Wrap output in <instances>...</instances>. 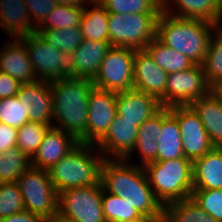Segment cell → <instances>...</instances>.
<instances>
[{
  "label": "cell",
  "instance_id": "cell-30",
  "mask_svg": "<svg viewBox=\"0 0 222 222\" xmlns=\"http://www.w3.org/2000/svg\"><path fill=\"white\" fill-rule=\"evenodd\" d=\"M102 207L106 222H122L142 217L140 212L123 198L106 192L102 186Z\"/></svg>",
  "mask_w": 222,
  "mask_h": 222
},
{
  "label": "cell",
  "instance_id": "cell-49",
  "mask_svg": "<svg viewBox=\"0 0 222 222\" xmlns=\"http://www.w3.org/2000/svg\"><path fill=\"white\" fill-rule=\"evenodd\" d=\"M214 90L221 96L222 98V82L214 88Z\"/></svg>",
  "mask_w": 222,
  "mask_h": 222
},
{
  "label": "cell",
  "instance_id": "cell-13",
  "mask_svg": "<svg viewBox=\"0 0 222 222\" xmlns=\"http://www.w3.org/2000/svg\"><path fill=\"white\" fill-rule=\"evenodd\" d=\"M117 115V93L94 87L89 95L87 144L95 145Z\"/></svg>",
  "mask_w": 222,
  "mask_h": 222
},
{
  "label": "cell",
  "instance_id": "cell-7",
  "mask_svg": "<svg viewBox=\"0 0 222 222\" xmlns=\"http://www.w3.org/2000/svg\"><path fill=\"white\" fill-rule=\"evenodd\" d=\"M159 14H108L109 42L114 47L143 50L156 37Z\"/></svg>",
  "mask_w": 222,
  "mask_h": 222
},
{
  "label": "cell",
  "instance_id": "cell-46",
  "mask_svg": "<svg viewBox=\"0 0 222 222\" xmlns=\"http://www.w3.org/2000/svg\"><path fill=\"white\" fill-rule=\"evenodd\" d=\"M45 222H77L73 219L63 216L61 213L57 212L55 215L45 220Z\"/></svg>",
  "mask_w": 222,
  "mask_h": 222
},
{
  "label": "cell",
  "instance_id": "cell-29",
  "mask_svg": "<svg viewBox=\"0 0 222 222\" xmlns=\"http://www.w3.org/2000/svg\"><path fill=\"white\" fill-rule=\"evenodd\" d=\"M30 167L31 159L17 146L0 153V183L17 182Z\"/></svg>",
  "mask_w": 222,
  "mask_h": 222
},
{
  "label": "cell",
  "instance_id": "cell-44",
  "mask_svg": "<svg viewBox=\"0 0 222 222\" xmlns=\"http://www.w3.org/2000/svg\"><path fill=\"white\" fill-rule=\"evenodd\" d=\"M0 222H45L41 217L26 210L0 219Z\"/></svg>",
  "mask_w": 222,
  "mask_h": 222
},
{
  "label": "cell",
  "instance_id": "cell-22",
  "mask_svg": "<svg viewBox=\"0 0 222 222\" xmlns=\"http://www.w3.org/2000/svg\"><path fill=\"white\" fill-rule=\"evenodd\" d=\"M0 29L11 39L36 32L24 0H0Z\"/></svg>",
  "mask_w": 222,
  "mask_h": 222
},
{
  "label": "cell",
  "instance_id": "cell-19",
  "mask_svg": "<svg viewBox=\"0 0 222 222\" xmlns=\"http://www.w3.org/2000/svg\"><path fill=\"white\" fill-rule=\"evenodd\" d=\"M160 102L151 95L135 89L117 93V115L120 120L143 124L161 108Z\"/></svg>",
  "mask_w": 222,
  "mask_h": 222
},
{
  "label": "cell",
  "instance_id": "cell-45",
  "mask_svg": "<svg viewBox=\"0 0 222 222\" xmlns=\"http://www.w3.org/2000/svg\"><path fill=\"white\" fill-rule=\"evenodd\" d=\"M55 1L57 4H60V5H68V6H73V7H85L87 4H90L92 0H55Z\"/></svg>",
  "mask_w": 222,
  "mask_h": 222
},
{
  "label": "cell",
  "instance_id": "cell-47",
  "mask_svg": "<svg viewBox=\"0 0 222 222\" xmlns=\"http://www.w3.org/2000/svg\"><path fill=\"white\" fill-rule=\"evenodd\" d=\"M214 25V31L222 37V11H219V13L216 16V20L213 23Z\"/></svg>",
  "mask_w": 222,
  "mask_h": 222
},
{
  "label": "cell",
  "instance_id": "cell-26",
  "mask_svg": "<svg viewBox=\"0 0 222 222\" xmlns=\"http://www.w3.org/2000/svg\"><path fill=\"white\" fill-rule=\"evenodd\" d=\"M91 8L88 9L90 6ZM108 12L98 0H92L84 7L79 28L86 40L109 42Z\"/></svg>",
  "mask_w": 222,
  "mask_h": 222
},
{
  "label": "cell",
  "instance_id": "cell-34",
  "mask_svg": "<svg viewBox=\"0 0 222 222\" xmlns=\"http://www.w3.org/2000/svg\"><path fill=\"white\" fill-rule=\"evenodd\" d=\"M43 39L61 52H73L83 42L79 27L65 29H36Z\"/></svg>",
  "mask_w": 222,
  "mask_h": 222
},
{
  "label": "cell",
  "instance_id": "cell-43",
  "mask_svg": "<svg viewBox=\"0 0 222 222\" xmlns=\"http://www.w3.org/2000/svg\"><path fill=\"white\" fill-rule=\"evenodd\" d=\"M21 83L10 75L0 72V99L16 96Z\"/></svg>",
  "mask_w": 222,
  "mask_h": 222
},
{
  "label": "cell",
  "instance_id": "cell-16",
  "mask_svg": "<svg viewBox=\"0 0 222 222\" xmlns=\"http://www.w3.org/2000/svg\"><path fill=\"white\" fill-rule=\"evenodd\" d=\"M78 144L79 141L71 134L61 129L50 127L36 153L31 158V166L47 171Z\"/></svg>",
  "mask_w": 222,
  "mask_h": 222
},
{
  "label": "cell",
  "instance_id": "cell-2",
  "mask_svg": "<svg viewBox=\"0 0 222 222\" xmlns=\"http://www.w3.org/2000/svg\"><path fill=\"white\" fill-rule=\"evenodd\" d=\"M53 93L52 127L87 144L88 100L95 87L90 79L60 78L50 82ZM57 122V123H56Z\"/></svg>",
  "mask_w": 222,
  "mask_h": 222
},
{
  "label": "cell",
  "instance_id": "cell-6",
  "mask_svg": "<svg viewBox=\"0 0 222 222\" xmlns=\"http://www.w3.org/2000/svg\"><path fill=\"white\" fill-rule=\"evenodd\" d=\"M20 39L26 46L38 80L52 82L60 78H76L75 57L72 52H61L37 32Z\"/></svg>",
  "mask_w": 222,
  "mask_h": 222
},
{
  "label": "cell",
  "instance_id": "cell-36",
  "mask_svg": "<svg viewBox=\"0 0 222 222\" xmlns=\"http://www.w3.org/2000/svg\"><path fill=\"white\" fill-rule=\"evenodd\" d=\"M31 107L20 102L18 96L0 99V123L20 128L29 122Z\"/></svg>",
  "mask_w": 222,
  "mask_h": 222
},
{
  "label": "cell",
  "instance_id": "cell-41",
  "mask_svg": "<svg viewBox=\"0 0 222 222\" xmlns=\"http://www.w3.org/2000/svg\"><path fill=\"white\" fill-rule=\"evenodd\" d=\"M161 132V108L140 125L137 139H152L157 141Z\"/></svg>",
  "mask_w": 222,
  "mask_h": 222
},
{
  "label": "cell",
  "instance_id": "cell-9",
  "mask_svg": "<svg viewBox=\"0 0 222 222\" xmlns=\"http://www.w3.org/2000/svg\"><path fill=\"white\" fill-rule=\"evenodd\" d=\"M134 56L133 49L112 46L92 80L93 85L114 93L133 89Z\"/></svg>",
  "mask_w": 222,
  "mask_h": 222
},
{
  "label": "cell",
  "instance_id": "cell-8",
  "mask_svg": "<svg viewBox=\"0 0 222 222\" xmlns=\"http://www.w3.org/2000/svg\"><path fill=\"white\" fill-rule=\"evenodd\" d=\"M26 211L47 220L58 212V192L48 171L30 167L17 180Z\"/></svg>",
  "mask_w": 222,
  "mask_h": 222
},
{
  "label": "cell",
  "instance_id": "cell-3",
  "mask_svg": "<svg viewBox=\"0 0 222 222\" xmlns=\"http://www.w3.org/2000/svg\"><path fill=\"white\" fill-rule=\"evenodd\" d=\"M213 31V23L179 18L161 12L157 19L156 38L164 45L186 55L195 64L202 65Z\"/></svg>",
  "mask_w": 222,
  "mask_h": 222
},
{
  "label": "cell",
  "instance_id": "cell-31",
  "mask_svg": "<svg viewBox=\"0 0 222 222\" xmlns=\"http://www.w3.org/2000/svg\"><path fill=\"white\" fill-rule=\"evenodd\" d=\"M84 7L57 4L36 29H65L79 27Z\"/></svg>",
  "mask_w": 222,
  "mask_h": 222
},
{
  "label": "cell",
  "instance_id": "cell-32",
  "mask_svg": "<svg viewBox=\"0 0 222 222\" xmlns=\"http://www.w3.org/2000/svg\"><path fill=\"white\" fill-rule=\"evenodd\" d=\"M208 84L214 89L222 82V37L213 31L202 63Z\"/></svg>",
  "mask_w": 222,
  "mask_h": 222
},
{
  "label": "cell",
  "instance_id": "cell-40",
  "mask_svg": "<svg viewBox=\"0 0 222 222\" xmlns=\"http://www.w3.org/2000/svg\"><path fill=\"white\" fill-rule=\"evenodd\" d=\"M30 19L37 28L56 7L55 0H24Z\"/></svg>",
  "mask_w": 222,
  "mask_h": 222
},
{
  "label": "cell",
  "instance_id": "cell-27",
  "mask_svg": "<svg viewBox=\"0 0 222 222\" xmlns=\"http://www.w3.org/2000/svg\"><path fill=\"white\" fill-rule=\"evenodd\" d=\"M155 63L171 74L190 69L195 65L186 55L164 45L156 37L145 48Z\"/></svg>",
  "mask_w": 222,
  "mask_h": 222
},
{
  "label": "cell",
  "instance_id": "cell-38",
  "mask_svg": "<svg viewBox=\"0 0 222 222\" xmlns=\"http://www.w3.org/2000/svg\"><path fill=\"white\" fill-rule=\"evenodd\" d=\"M191 198L216 222H222V189L193 190Z\"/></svg>",
  "mask_w": 222,
  "mask_h": 222
},
{
  "label": "cell",
  "instance_id": "cell-14",
  "mask_svg": "<svg viewBox=\"0 0 222 222\" xmlns=\"http://www.w3.org/2000/svg\"><path fill=\"white\" fill-rule=\"evenodd\" d=\"M168 73L160 68L146 49L135 50L133 61V89L154 96L166 107Z\"/></svg>",
  "mask_w": 222,
  "mask_h": 222
},
{
  "label": "cell",
  "instance_id": "cell-24",
  "mask_svg": "<svg viewBox=\"0 0 222 222\" xmlns=\"http://www.w3.org/2000/svg\"><path fill=\"white\" fill-rule=\"evenodd\" d=\"M161 12L179 18L214 23L219 7L217 0H161Z\"/></svg>",
  "mask_w": 222,
  "mask_h": 222
},
{
  "label": "cell",
  "instance_id": "cell-5",
  "mask_svg": "<svg viewBox=\"0 0 222 222\" xmlns=\"http://www.w3.org/2000/svg\"><path fill=\"white\" fill-rule=\"evenodd\" d=\"M156 199L163 205L191 198L193 161L188 158L155 161L144 167Z\"/></svg>",
  "mask_w": 222,
  "mask_h": 222
},
{
  "label": "cell",
  "instance_id": "cell-18",
  "mask_svg": "<svg viewBox=\"0 0 222 222\" xmlns=\"http://www.w3.org/2000/svg\"><path fill=\"white\" fill-rule=\"evenodd\" d=\"M7 42L0 50V72L10 75L21 84L38 81L23 41L14 38Z\"/></svg>",
  "mask_w": 222,
  "mask_h": 222
},
{
  "label": "cell",
  "instance_id": "cell-21",
  "mask_svg": "<svg viewBox=\"0 0 222 222\" xmlns=\"http://www.w3.org/2000/svg\"><path fill=\"white\" fill-rule=\"evenodd\" d=\"M222 189V147L193 161V190Z\"/></svg>",
  "mask_w": 222,
  "mask_h": 222
},
{
  "label": "cell",
  "instance_id": "cell-42",
  "mask_svg": "<svg viewBox=\"0 0 222 222\" xmlns=\"http://www.w3.org/2000/svg\"><path fill=\"white\" fill-rule=\"evenodd\" d=\"M17 146V128L0 123V153Z\"/></svg>",
  "mask_w": 222,
  "mask_h": 222
},
{
  "label": "cell",
  "instance_id": "cell-4",
  "mask_svg": "<svg viewBox=\"0 0 222 222\" xmlns=\"http://www.w3.org/2000/svg\"><path fill=\"white\" fill-rule=\"evenodd\" d=\"M96 149L93 144L79 143L57 164L47 170L58 193L70 188L101 183V168L105 157ZM93 150L96 152L93 153Z\"/></svg>",
  "mask_w": 222,
  "mask_h": 222
},
{
  "label": "cell",
  "instance_id": "cell-28",
  "mask_svg": "<svg viewBox=\"0 0 222 222\" xmlns=\"http://www.w3.org/2000/svg\"><path fill=\"white\" fill-rule=\"evenodd\" d=\"M162 222H216L192 198L172 202L163 208Z\"/></svg>",
  "mask_w": 222,
  "mask_h": 222
},
{
  "label": "cell",
  "instance_id": "cell-17",
  "mask_svg": "<svg viewBox=\"0 0 222 222\" xmlns=\"http://www.w3.org/2000/svg\"><path fill=\"white\" fill-rule=\"evenodd\" d=\"M17 96L20 102L31 107L29 122H41L52 127L53 93L50 82L38 80L21 84Z\"/></svg>",
  "mask_w": 222,
  "mask_h": 222
},
{
  "label": "cell",
  "instance_id": "cell-20",
  "mask_svg": "<svg viewBox=\"0 0 222 222\" xmlns=\"http://www.w3.org/2000/svg\"><path fill=\"white\" fill-rule=\"evenodd\" d=\"M199 116L211 142L222 147V98L212 89L189 105Z\"/></svg>",
  "mask_w": 222,
  "mask_h": 222
},
{
  "label": "cell",
  "instance_id": "cell-23",
  "mask_svg": "<svg viewBox=\"0 0 222 222\" xmlns=\"http://www.w3.org/2000/svg\"><path fill=\"white\" fill-rule=\"evenodd\" d=\"M111 47L110 42L83 39L72 52L75 57L76 78L93 80Z\"/></svg>",
  "mask_w": 222,
  "mask_h": 222
},
{
  "label": "cell",
  "instance_id": "cell-25",
  "mask_svg": "<svg viewBox=\"0 0 222 222\" xmlns=\"http://www.w3.org/2000/svg\"><path fill=\"white\" fill-rule=\"evenodd\" d=\"M157 141V161L185 158L179 124L169 107H161V132Z\"/></svg>",
  "mask_w": 222,
  "mask_h": 222
},
{
  "label": "cell",
  "instance_id": "cell-37",
  "mask_svg": "<svg viewBox=\"0 0 222 222\" xmlns=\"http://www.w3.org/2000/svg\"><path fill=\"white\" fill-rule=\"evenodd\" d=\"M24 210L23 196L18 183H0V219Z\"/></svg>",
  "mask_w": 222,
  "mask_h": 222
},
{
  "label": "cell",
  "instance_id": "cell-33",
  "mask_svg": "<svg viewBox=\"0 0 222 222\" xmlns=\"http://www.w3.org/2000/svg\"><path fill=\"white\" fill-rule=\"evenodd\" d=\"M108 13L160 14L161 0H98Z\"/></svg>",
  "mask_w": 222,
  "mask_h": 222
},
{
  "label": "cell",
  "instance_id": "cell-10",
  "mask_svg": "<svg viewBox=\"0 0 222 222\" xmlns=\"http://www.w3.org/2000/svg\"><path fill=\"white\" fill-rule=\"evenodd\" d=\"M58 212L77 222H106L102 207V183L59 192Z\"/></svg>",
  "mask_w": 222,
  "mask_h": 222
},
{
  "label": "cell",
  "instance_id": "cell-11",
  "mask_svg": "<svg viewBox=\"0 0 222 222\" xmlns=\"http://www.w3.org/2000/svg\"><path fill=\"white\" fill-rule=\"evenodd\" d=\"M212 89L206 80L202 65L195 64L190 69L168 74L166 107L188 106Z\"/></svg>",
  "mask_w": 222,
  "mask_h": 222
},
{
  "label": "cell",
  "instance_id": "cell-15",
  "mask_svg": "<svg viewBox=\"0 0 222 222\" xmlns=\"http://www.w3.org/2000/svg\"><path fill=\"white\" fill-rule=\"evenodd\" d=\"M139 126L135 122L120 120L116 115L106 134L95 144L105 159H125L133 150Z\"/></svg>",
  "mask_w": 222,
  "mask_h": 222
},
{
  "label": "cell",
  "instance_id": "cell-12",
  "mask_svg": "<svg viewBox=\"0 0 222 222\" xmlns=\"http://www.w3.org/2000/svg\"><path fill=\"white\" fill-rule=\"evenodd\" d=\"M169 111L178 121L185 158L194 161L215 147L199 116L189 105L172 106Z\"/></svg>",
  "mask_w": 222,
  "mask_h": 222
},
{
  "label": "cell",
  "instance_id": "cell-35",
  "mask_svg": "<svg viewBox=\"0 0 222 222\" xmlns=\"http://www.w3.org/2000/svg\"><path fill=\"white\" fill-rule=\"evenodd\" d=\"M51 126L41 122H28L17 129V147L30 159Z\"/></svg>",
  "mask_w": 222,
  "mask_h": 222
},
{
  "label": "cell",
  "instance_id": "cell-1",
  "mask_svg": "<svg viewBox=\"0 0 222 222\" xmlns=\"http://www.w3.org/2000/svg\"><path fill=\"white\" fill-rule=\"evenodd\" d=\"M125 159H105L101 183L106 192L115 194L136 208L142 216L163 220V205L156 199L145 170Z\"/></svg>",
  "mask_w": 222,
  "mask_h": 222
},
{
  "label": "cell",
  "instance_id": "cell-50",
  "mask_svg": "<svg viewBox=\"0 0 222 222\" xmlns=\"http://www.w3.org/2000/svg\"><path fill=\"white\" fill-rule=\"evenodd\" d=\"M219 11H222V0H217Z\"/></svg>",
  "mask_w": 222,
  "mask_h": 222
},
{
  "label": "cell",
  "instance_id": "cell-39",
  "mask_svg": "<svg viewBox=\"0 0 222 222\" xmlns=\"http://www.w3.org/2000/svg\"><path fill=\"white\" fill-rule=\"evenodd\" d=\"M158 145V141H153L152 139H137L132 152L125 160L130 162L131 157H133L134 153H136L135 151H137L141 161L139 166L144 167L149 163L157 161Z\"/></svg>",
  "mask_w": 222,
  "mask_h": 222
},
{
  "label": "cell",
  "instance_id": "cell-48",
  "mask_svg": "<svg viewBox=\"0 0 222 222\" xmlns=\"http://www.w3.org/2000/svg\"><path fill=\"white\" fill-rule=\"evenodd\" d=\"M122 222H160V221L156 218L142 216L140 218H136V219L129 220V221H122Z\"/></svg>",
  "mask_w": 222,
  "mask_h": 222
}]
</instances>
